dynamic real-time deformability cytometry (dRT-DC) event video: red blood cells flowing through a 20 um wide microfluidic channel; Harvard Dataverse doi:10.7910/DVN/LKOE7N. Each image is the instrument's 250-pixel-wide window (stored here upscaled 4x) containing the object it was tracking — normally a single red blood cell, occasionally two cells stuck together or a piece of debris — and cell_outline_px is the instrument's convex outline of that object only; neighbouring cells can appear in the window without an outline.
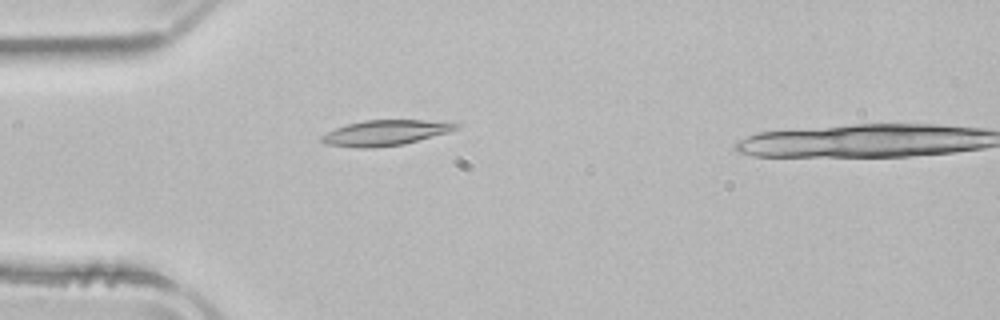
{"species": "common noctule bat (a hibernating species)", "species_latin": "Nyctalus noctula", "temperature_condition": "room temperature", "stored_images_in_passage": 40, "camera_frame_rate_fps": 3000, "um_per_image_px": 0.085, "animal": {"sex": "male", "body_mass_g": 21.5, "forearm_length_mm": 52.0}, "frame": {"image": 1, "passage_image": 6, "time_ms": 1.667, "image_size_px": [1000, 320], "cell_outline_px": [[460, 128], [448, 132], [404, 144], [372, 148], [360, 148], [324, 144], [320, 140], [320, 136], [336, 128], [348, 124], [364, 120], [424, 120], [460, 124]], "centroid_in_image_um": [32.72, 11.29], "position_along_channel_um": 52.3, "area_um2": 19.77}}
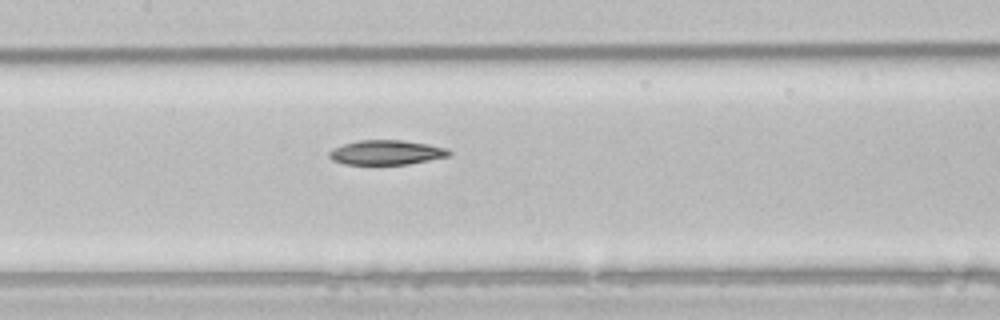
{"frame": {"image": 2, "passage_image": 16, "time_ms": 5.0, "image_size_px": [1000, 320], "cell_outline_px": [[452, 152], [448, 156], [408, 164], [344, 164], [332, 160], [328, 156], [328, 152], [332, 148], [344, 144], [360, 140], [404, 140], [428, 144], [448, 148]], "centroid_in_image_um": [32.83, 12.95], "position_along_channel_um": 174.6, "area_um2": 17.17}}
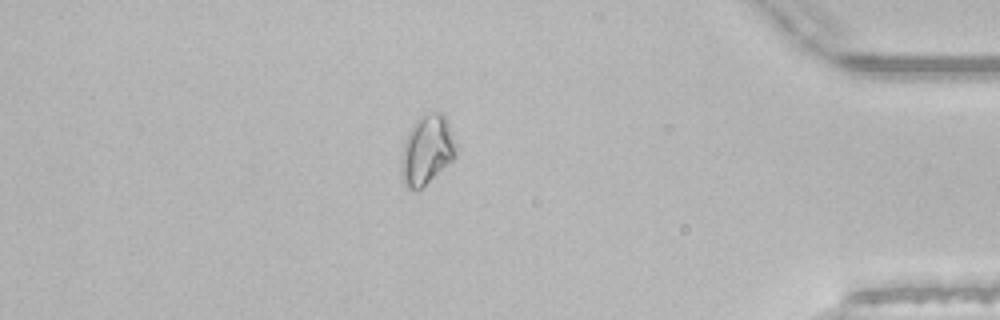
{"frame": {"image": 3, "passage_image": 36, "time_ms": 11.667, "image_size_px": [1000, 320], "cell_outline_px": [[456, 156], [452, 160], [420, 188], [408, 188], [404, 184], [400, 172], [400, 168], [404, 140], [412, 124], [420, 116], [428, 112], [444, 112], [448, 120], [456, 144]], "centroid_in_image_um": [36.28, 12.68], "position_along_channel_um": 398.9, "area_um2": 22.08}, "authors_computed_cell_mechanics": {"area_um2": 18.3804, "velocity_mm_per_s": 3.9346, "shape_relaxation_time_tau1_ms": 7.1921, "shape_relaxation_time_tau2_ms": null, "deformation_change_tau1": 0.1404, "deformation_change_tau2": null}}